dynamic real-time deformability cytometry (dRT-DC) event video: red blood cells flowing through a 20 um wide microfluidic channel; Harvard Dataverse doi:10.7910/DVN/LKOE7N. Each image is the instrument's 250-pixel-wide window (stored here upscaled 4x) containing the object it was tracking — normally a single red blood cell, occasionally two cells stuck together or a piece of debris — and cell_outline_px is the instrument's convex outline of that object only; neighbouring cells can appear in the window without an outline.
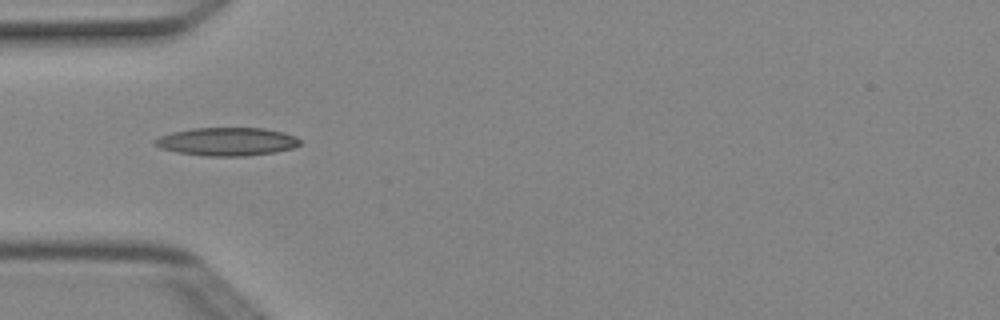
{"species": "Egyptian fruit bat (a non-hibernating species)", "species_latin": "Rousettus aegyptiacus", "temperature_condition": "cold", "stored_images_in_passage": 6, "camera_frame_rate_fps": 3000, "um_per_image_px": 0.085, "animal": {"sex": "female"}, "frame": {"image": 1, "passage_image": 3, "time_ms": 0.667, "image_size_px": [1000, 320], "cell_outline_px": [[300, 144], [292, 148], [276, 152], [244, 156], [204, 156], [176, 152], [160, 148], [152, 140], [160, 136], [172, 132], [192, 128], [264, 128], [284, 132], [296, 136], [300, 140]], "centroid_in_image_um": [19.29, 12.03], "position_along_channel_um": 65.7, "area_um2": 23.93}}
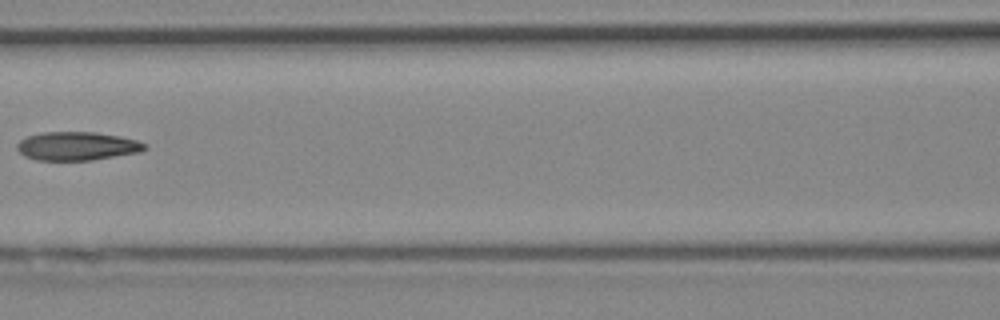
{"frame": {"image": 2, "passage_image": 5, "time_ms": 1.333, "image_size_px": [1000, 320], "cell_outline_px": [[148, 148], [140, 152], [92, 160], [36, 160], [24, 156], [16, 148], [16, 144], [20, 140], [28, 136], [40, 132], [92, 132], [120, 136], [136, 140], [148, 144]], "centroid_in_image_um": [6.55, 12.42], "position_along_channel_um": 160.0, "area_um2": 21.33}}
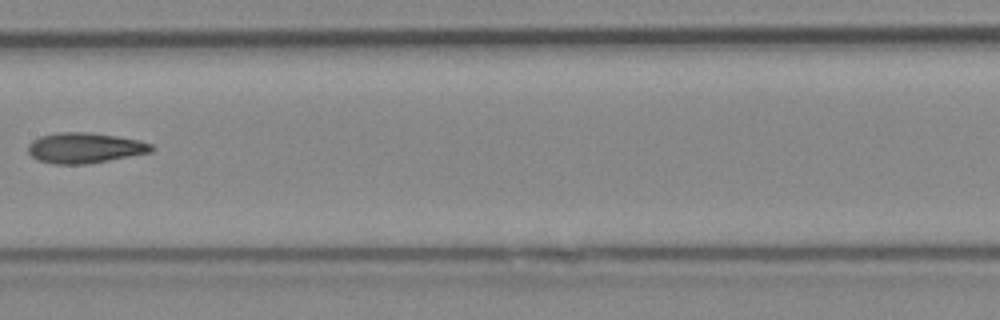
{"frame": {"image": 3, "passage_image": 6, "time_ms": 1.667, "image_size_px": [1000, 320], "cell_outline_px": [[156, 148], [152, 152], [88, 164], [52, 164], [36, 160], [28, 152], [28, 144], [32, 140], [40, 136], [60, 132], [88, 132], [116, 136], [140, 140], [152, 144]], "centroid_in_image_um": [7.21, 12.57], "position_along_channel_um": 200.2, "area_um2": 22.08}}